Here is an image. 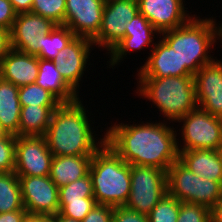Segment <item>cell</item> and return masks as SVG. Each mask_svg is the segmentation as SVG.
<instances>
[{"mask_svg":"<svg viewBox=\"0 0 222 222\" xmlns=\"http://www.w3.org/2000/svg\"><path fill=\"white\" fill-rule=\"evenodd\" d=\"M23 209L18 176L15 172H0V213Z\"/></svg>","mask_w":222,"mask_h":222,"instance_id":"cell-26","label":"cell"},{"mask_svg":"<svg viewBox=\"0 0 222 222\" xmlns=\"http://www.w3.org/2000/svg\"><path fill=\"white\" fill-rule=\"evenodd\" d=\"M89 175L97 204L124 206L131 191L130 164L108 144H104L91 161Z\"/></svg>","mask_w":222,"mask_h":222,"instance_id":"cell-5","label":"cell"},{"mask_svg":"<svg viewBox=\"0 0 222 222\" xmlns=\"http://www.w3.org/2000/svg\"><path fill=\"white\" fill-rule=\"evenodd\" d=\"M179 161L192 173L222 185V149L180 151Z\"/></svg>","mask_w":222,"mask_h":222,"instance_id":"cell-20","label":"cell"},{"mask_svg":"<svg viewBox=\"0 0 222 222\" xmlns=\"http://www.w3.org/2000/svg\"><path fill=\"white\" fill-rule=\"evenodd\" d=\"M38 222H56L53 216H38Z\"/></svg>","mask_w":222,"mask_h":222,"instance_id":"cell-42","label":"cell"},{"mask_svg":"<svg viewBox=\"0 0 222 222\" xmlns=\"http://www.w3.org/2000/svg\"><path fill=\"white\" fill-rule=\"evenodd\" d=\"M131 191L125 207L148 215L168 192L167 171L130 165Z\"/></svg>","mask_w":222,"mask_h":222,"instance_id":"cell-8","label":"cell"},{"mask_svg":"<svg viewBox=\"0 0 222 222\" xmlns=\"http://www.w3.org/2000/svg\"><path fill=\"white\" fill-rule=\"evenodd\" d=\"M211 221L222 222V199L211 209Z\"/></svg>","mask_w":222,"mask_h":222,"instance_id":"cell-40","label":"cell"},{"mask_svg":"<svg viewBox=\"0 0 222 222\" xmlns=\"http://www.w3.org/2000/svg\"><path fill=\"white\" fill-rule=\"evenodd\" d=\"M167 190L180 202L201 204L212 209L222 199V185L192 173L179 160L167 170Z\"/></svg>","mask_w":222,"mask_h":222,"instance_id":"cell-6","label":"cell"},{"mask_svg":"<svg viewBox=\"0 0 222 222\" xmlns=\"http://www.w3.org/2000/svg\"><path fill=\"white\" fill-rule=\"evenodd\" d=\"M27 215L25 208L23 210L0 213V222H22Z\"/></svg>","mask_w":222,"mask_h":222,"instance_id":"cell-38","label":"cell"},{"mask_svg":"<svg viewBox=\"0 0 222 222\" xmlns=\"http://www.w3.org/2000/svg\"><path fill=\"white\" fill-rule=\"evenodd\" d=\"M112 222H149L148 215L141 214L125 206L114 207Z\"/></svg>","mask_w":222,"mask_h":222,"instance_id":"cell-34","label":"cell"},{"mask_svg":"<svg viewBox=\"0 0 222 222\" xmlns=\"http://www.w3.org/2000/svg\"><path fill=\"white\" fill-rule=\"evenodd\" d=\"M17 14L31 12L33 0H9Z\"/></svg>","mask_w":222,"mask_h":222,"instance_id":"cell-39","label":"cell"},{"mask_svg":"<svg viewBox=\"0 0 222 222\" xmlns=\"http://www.w3.org/2000/svg\"><path fill=\"white\" fill-rule=\"evenodd\" d=\"M58 106H23L21 108L19 136H44Z\"/></svg>","mask_w":222,"mask_h":222,"instance_id":"cell-24","label":"cell"},{"mask_svg":"<svg viewBox=\"0 0 222 222\" xmlns=\"http://www.w3.org/2000/svg\"><path fill=\"white\" fill-rule=\"evenodd\" d=\"M200 17L194 15L183 26L160 33V38L179 55L181 66H186L192 75L203 65L216 60L211 52L215 47L213 45H217V40H221L220 22L217 24L213 16Z\"/></svg>","mask_w":222,"mask_h":222,"instance_id":"cell-3","label":"cell"},{"mask_svg":"<svg viewBox=\"0 0 222 222\" xmlns=\"http://www.w3.org/2000/svg\"><path fill=\"white\" fill-rule=\"evenodd\" d=\"M35 83L52 93L61 103H72L80 98L62 78L55 61L38 58V76Z\"/></svg>","mask_w":222,"mask_h":222,"instance_id":"cell-21","label":"cell"},{"mask_svg":"<svg viewBox=\"0 0 222 222\" xmlns=\"http://www.w3.org/2000/svg\"><path fill=\"white\" fill-rule=\"evenodd\" d=\"M107 126L105 143L130 165L156 167L167 171L179 160L177 132L165 120ZM169 123V125H168Z\"/></svg>","mask_w":222,"mask_h":222,"instance_id":"cell-1","label":"cell"},{"mask_svg":"<svg viewBox=\"0 0 222 222\" xmlns=\"http://www.w3.org/2000/svg\"><path fill=\"white\" fill-rule=\"evenodd\" d=\"M53 157L44 136H16L17 176H50Z\"/></svg>","mask_w":222,"mask_h":222,"instance_id":"cell-11","label":"cell"},{"mask_svg":"<svg viewBox=\"0 0 222 222\" xmlns=\"http://www.w3.org/2000/svg\"><path fill=\"white\" fill-rule=\"evenodd\" d=\"M16 136L10 134L0 139V172H14Z\"/></svg>","mask_w":222,"mask_h":222,"instance_id":"cell-33","label":"cell"},{"mask_svg":"<svg viewBox=\"0 0 222 222\" xmlns=\"http://www.w3.org/2000/svg\"><path fill=\"white\" fill-rule=\"evenodd\" d=\"M180 203L167 192L148 214L149 222H177Z\"/></svg>","mask_w":222,"mask_h":222,"instance_id":"cell-29","label":"cell"},{"mask_svg":"<svg viewBox=\"0 0 222 222\" xmlns=\"http://www.w3.org/2000/svg\"><path fill=\"white\" fill-rule=\"evenodd\" d=\"M18 98L23 106H59L61 102L48 90L36 83L19 87Z\"/></svg>","mask_w":222,"mask_h":222,"instance_id":"cell-27","label":"cell"},{"mask_svg":"<svg viewBox=\"0 0 222 222\" xmlns=\"http://www.w3.org/2000/svg\"><path fill=\"white\" fill-rule=\"evenodd\" d=\"M19 87L0 77V123L9 134L19 136L21 105Z\"/></svg>","mask_w":222,"mask_h":222,"instance_id":"cell-23","label":"cell"},{"mask_svg":"<svg viewBox=\"0 0 222 222\" xmlns=\"http://www.w3.org/2000/svg\"><path fill=\"white\" fill-rule=\"evenodd\" d=\"M96 204L95 198H83V201H59V214L82 221Z\"/></svg>","mask_w":222,"mask_h":222,"instance_id":"cell-31","label":"cell"},{"mask_svg":"<svg viewBox=\"0 0 222 222\" xmlns=\"http://www.w3.org/2000/svg\"><path fill=\"white\" fill-rule=\"evenodd\" d=\"M94 49L92 40L76 36L63 50L59 51L54 60L62 78L78 94L79 87L82 85L80 81L89 67L87 62H90V53Z\"/></svg>","mask_w":222,"mask_h":222,"instance_id":"cell-15","label":"cell"},{"mask_svg":"<svg viewBox=\"0 0 222 222\" xmlns=\"http://www.w3.org/2000/svg\"><path fill=\"white\" fill-rule=\"evenodd\" d=\"M193 79L198 107L222 118V59L203 65Z\"/></svg>","mask_w":222,"mask_h":222,"instance_id":"cell-13","label":"cell"},{"mask_svg":"<svg viewBox=\"0 0 222 222\" xmlns=\"http://www.w3.org/2000/svg\"><path fill=\"white\" fill-rule=\"evenodd\" d=\"M10 134L5 130V128L0 123V139L4 137H8Z\"/></svg>","mask_w":222,"mask_h":222,"instance_id":"cell-44","label":"cell"},{"mask_svg":"<svg viewBox=\"0 0 222 222\" xmlns=\"http://www.w3.org/2000/svg\"><path fill=\"white\" fill-rule=\"evenodd\" d=\"M93 156H54L51 163L50 178L60 188L89 173Z\"/></svg>","mask_w":222,"mask_h":222,"instance_id":"cell-22","label":"cell"},{"mask_svg":"<svg viewBox=\"0 0 222 222\" xmlns=\"http://www.w3.org/2000/svg\"><path fill=\"white\" fill-rule=\"evenodd\" d=\"M220 27H221V43H222V22H221V24H220Z\"/></svg>","mask_w":222,"mask_h":222,"instance_id":"cell-45","label":"cell"},{"mask_svg":"<svg viewBox=\"0 0 222 222\" xmlns=\"http://www.w3.org/2000/svg\"><path fill=\"white\" fill-rule=\"evenodd\" d=\"M56 222H81L79 220L69 218L67 216H61L59 213L53 216Z\"/></svg>","mask_w":222,"mask_h":222,"instance_id":"cell-41","label":"cell"},{"mask_svg":"<svg viewBox=\"0 0 222 222\" xmlns=\"http://www.w3.org/2000/svg\"><path fill=\"white\" fill-rule=\"evenodd\" d=\"M76 35L65 25H56L54 29L41 36L37 45V57L54 61L59 51L63 50Z\"/></svg>","mask_w":222,"mask_h":222,"instance_id":"cell-25","label":"cell"},{"mask_svg":"<svg viewBox=\"0 0 222 222\" xmlns=\"http://www.w3.org/2000/svg\"><path fill=\"white\" fill-rule=\"evenodd\" d=\"M139 12L137 0H106L98 35L92 40L94 46L109 53L125 37L126 23Z\"/></svg>","mask_w":222,"mask_h":222,"instance_id":"cell-9","label":"cell"},{"mask_svg":"<svg viewBox=\"0 0 222 222\" xmlns=\"http://www.w3.org/2000/svg\"><path fill=\"white\" fill-rule=\"evenodd\" d=\"M38 57L15 49L8 51L0 60V77L20 87L36 82Z\"/></svg>","mask_w":222,"mask_h":222,"instance_id":"cell-19","label":"cell"},{"mask_svg":"<svg viewBox=\"0 0 222 222\" xmlns=\"http://www.w3.org/2000/svg\"><path fill=\"white\" fill-rule=\"evenodd\" d=\"M24 208L28 215L54 216L59 213V188L50 176H18Z\"/></svg>","mask_w":222,"mask_h":222,"instance_id":"cell-10","label":"cell"},{"mask_svg":"<svg viewBox=\"0 0 222 222\" xmlns=\"http://www.w3.org/2000/svg\"><path fill=\"white\" fill-rule=\"evenodd\" d=\"M83 198H94L92 181L89 173L59 188V201H83Z\"/></svg>","mask_w":222,"mask_h":222,"instance_id":"cell-28","label":"cell"},{"mask_svg":"<svg viewBox=\"0 0 222 222\" xmlns=\"http://www.w3.org/2000/svg\"><path fill=\"white\" fill-rule=\"evenodd\" d=\"M17 13L9 0H0V27L11 30Z\"/></svg>","mask_w":222,"mask_h":222,"instance_id":"cell-36","label":"cell"},{"mask_svg":"<svg viewBox=\"0 0 222 222\" xmlns=\"http://www.w3.org/2000/svg\"><path fill=\"white\" fill-rule=\"evenodd\" d=\"M106 0H66L64 25L77 37L93 40L102 23Z\"/></svg>","mask_w":222,"mask_h":222,"instance_id":"cell-14","label":"cell"},{"mask_svg":"<svg viewBox=\"0 0 222 222\" xmlns=\"http://www.w3.org/2000/svg\"><path fill=\"white\" fill-rule=\"evenodd\" d=\"M125 37L120 40L115 47L107 53L109 55L108 68L114 70V66L119 65L127 55L133 51L147 49L152 50L156 44L154 38H160V33L150 24V22L138 12L130 23H126ZM157 36H156V35ZM156 36V37H155ZM151 49H150V48ZM132 51V52H131Z\"/></svg>","mask_w":222,"mask_h":222,"instance_id":"cell-12","label":"cell"},{"mask_svg":"<svg viewBox=\"0 0 222 222\" xmlns=\"http://www.w3.org/2000/svg\"><path fill=\"white\" fill-rule=\"evenodd\" d=\"M137 1L139 12L159 33L183 26L195 15L189 14L188 8L185 7L186 0Z\"/></svg>","mask_w":222,"mask_h":222,"instance_id":"cell-17","label":"cell"},{"mask_svg":"<svg viewBox=\"0 0 222 222\" xmlns=\"http://www.w3.org/2000/svg\"><path fill=\"white\" fill-rule=\"evenodd\" d=\"M66 0H33L31 12L52 20L57 25H64Z\"/></svg>","mask_w":222,"mask_h":222,"instance_id":"cell-30","label":"cell"},{"mask_svg":"<svg viewBox=\"0 0 222 222\" xmlns=\"http://www.w3.org/2000/svg\"><path fill=\"white\" fill-rule=\"evenodd\" d=\"M11 49L10 30L0 27V60Z\"/></svg>","mask_w":222,"mask_h":222,"instance_id":"cell-37","label":"cell"},{"mask_svg":"<svg viewBox=\"0 0 222 222\" xmlns=\"http://www.w3.org/2000/svg\"><path fill=\"white\" fill-rule=\"evenodd\" d=\"M22 222H38V216H36V215H27Z\"/></svg>","mask_w":222,"mask_h":222,"instance_id":"cell-43","label":"cell"},{"mask_svg":"<svg viewBox=\"0 0 222 222\" xmlns=\"http://www.w3.org/2000/svg\"><path fill=\"white\" fill-rule=\"evenodd\" d=\"M136 79L138 86L135 94L152 102L166 122L174 125V122L198 107L193 76Z\"/></svg>","mask_w":222,"mask_h":222,"instance_id":"cell-4","label":"cell"},{"mask_svg":"<svg viewBox=\"0 0 222 222\" xmlns=\"http://www.w3.org/2000/svg\"><path fill=\"white\" fill-rule=\"evenodd\" d=\"M153 49L148 53L144 64L137 68L136 77H170L193 76L186 66H181V59L162 38L157 39Z\"/></svg>","mask_w":222,"mask_h":222,"instance_id":"cell-18","label":"cell"},{"mask_svg":"<svg viewBox=\"0 0 222 222\" xmlns=\"http://www.w3.org/2000/svg\"><path fill=\"white\" fill-rule=\"evenodd\" d=\"M55 24L33 12L19 13L10 30L11 47L15 50L37 55V45L41 36L50 33Z\"/></svg>","mask_w":222,"mask_h":222,"instance_id":"cell-16","label":"cell"},{"mask_svg":"<svg viewBox=\"0 0 222 222\" xmlns=\"http://www.w3.org/2000/svg\"><path fill=\"white\" fill-rule=\"evenodd\" d=\"M82 100L61 103L54 110L44 135L53 156H93L105 144V132L96 137L99 135L92 127L94 122L89 119V110Z\"/></svg>","mask_w":222,"mask_h":222,"instance_id":"cell-2","label":"cell"},{"mask_svg":"<svg viewBox=\"0 0 222 222\" xmlns=\"http://www.w3.org/2000/svg\"><path fill=\"white\" fill-rule=\"evenodd\" d=\"M176 123L181 125V130L177 133L182 137L180 140V137L177 138L179 152L194 149H222V118L197 107Z\"/></svg>","mask_w":222,"mask_h":222,"instance_id":"cell-7","label":"cell"},{"mask_svg":"<svg viewBox=\"0 0 222 222\" xmlns=\"http://www.w3.org/2000/svg\"><path fill=\"white\" fill-rule=\"evenodd\" d=\"M114 207L96 204L81 222H112Z\"/></svg>","mask_w":222,"mask_h":222,"instance_id":"cell-35","label":"cell"},{"mask_svg":"<svg viewBox=\"0 0 222 222\" xmlns=\"http://www.w3.org/2000/svg\"><path fill=\"white\" fill-rule=\"evenodd\" d=\"M177 222H212L211 209L201 204L181 202Z\"/></svg>","mask_w":222,"mask_h":222,"instance_id":"cell-32","label":"cell"}]
</instances>
